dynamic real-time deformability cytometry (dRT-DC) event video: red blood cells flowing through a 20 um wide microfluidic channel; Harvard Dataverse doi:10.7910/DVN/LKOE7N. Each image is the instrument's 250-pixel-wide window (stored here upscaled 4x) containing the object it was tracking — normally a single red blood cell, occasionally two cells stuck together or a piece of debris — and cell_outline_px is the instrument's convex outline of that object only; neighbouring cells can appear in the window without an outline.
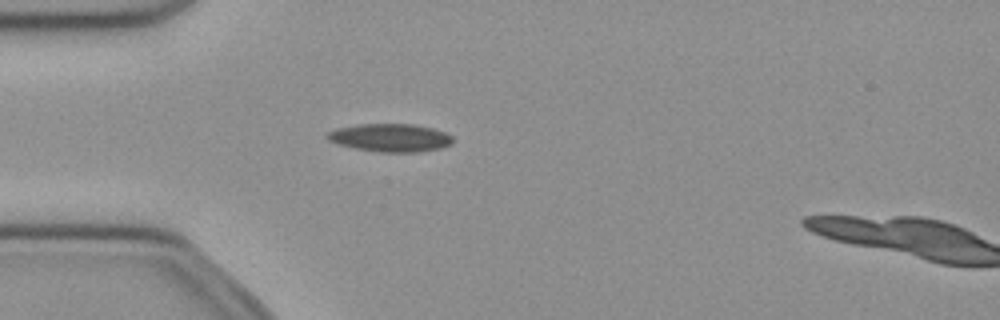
{"species": "common noctule bat (a hibernating species)", "species_latin": "Nyctalus noctula", "temperature_condition": "cold", "stored_images_in_passage": 5, "camera_frame_rate_fps": 3000, "um_per_image_px": 0.085, "animal": {"sex": "female", "body_mass_g": 21.9}, "frame": {"image": 1, "passage_image": 3, "time_ms": 0.667, "image_size_px": [1000, 320], "cell_outline_px": [[452, 144], [440, 148], [420, 152], [380, 152], [356, 148], [340, 144], [328, 140], [324, 136], [328, 132], [336, 128], [356, 124], [412, 124], [432, 128], [444, 132], [452, 136]], "centroid_in_image_um": [33.16, 11.7], "position_along_channel_um": 51.8, "area_um2": 20.46}}